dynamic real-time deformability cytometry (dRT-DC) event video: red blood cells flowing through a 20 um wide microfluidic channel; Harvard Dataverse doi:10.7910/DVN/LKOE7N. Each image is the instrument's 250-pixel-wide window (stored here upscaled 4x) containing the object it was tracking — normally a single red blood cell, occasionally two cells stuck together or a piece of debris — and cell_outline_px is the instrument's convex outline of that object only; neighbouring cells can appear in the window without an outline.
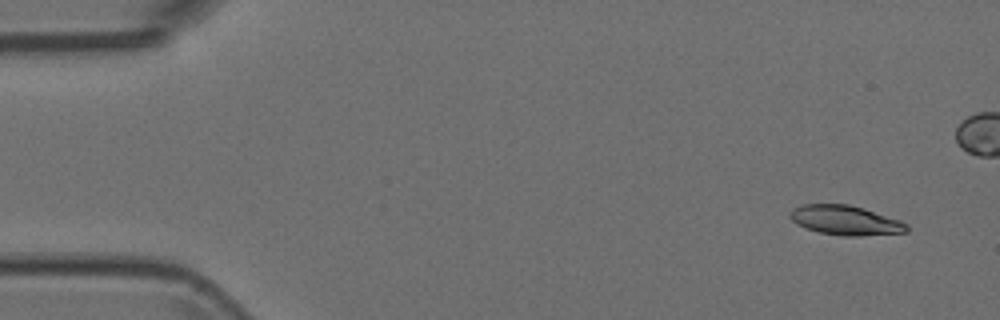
{"species": "Egyptian fruit bat (a non-hibernating species)", "species_latin": "Rousettus aegyptiacus", "temperature_condition": "room temperature", "stored_images_in_passage": 4, "camera_frame_rate_fps": 3000, "um_per_image_px": 0.085, "animal": {"sex": "female"}, "frame": {"image": 1, "passage_image": 1, "time_ms": 0.0, "image_size_px": [1000, 320], "cell_outline_px": [[908, 232], [860, 236], [844, 236], [820, 232], [796, 224], [788, 216], [792, 208], [800, 204], [848, 204], [864, 208], [900, 220], [908, 224]], "centroid_in_image_um": [71.86, 18.71], "position_along_channel_um": 13.1, "area_um2": 20.17}}